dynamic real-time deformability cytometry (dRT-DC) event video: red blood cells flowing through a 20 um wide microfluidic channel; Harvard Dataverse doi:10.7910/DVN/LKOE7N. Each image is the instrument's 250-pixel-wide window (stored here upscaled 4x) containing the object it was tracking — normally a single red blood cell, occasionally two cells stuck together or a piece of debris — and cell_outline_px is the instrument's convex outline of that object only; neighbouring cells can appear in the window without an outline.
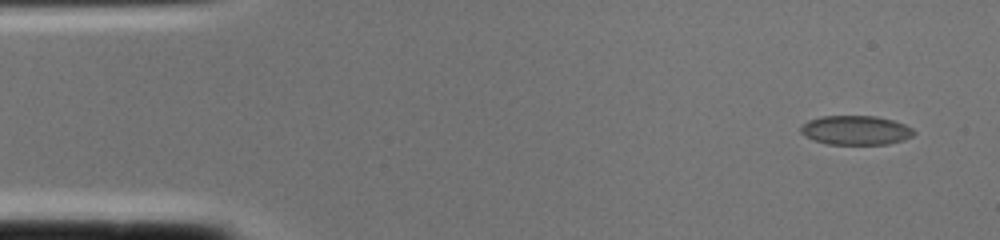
{"species": "common noctule bat (a hibernating species)", "species_latin": "Nyctalus noctula", "temperature_condition": "cold", "stored_images_in_passage": 2, "camera_frame_rate_fps": 3000, "um_per_image_px": 0.085, "animal": {"sex": "female", "body_mass_g": 22.0, "forearm_length_mm": 56.7}, "frame": {"image": 1, "passage_image": 1, "time_ms": 0.0, "image_size_px": [1000, 240], "cell_outline_px": [[916, 132], [912, 136], [904, 140], [888, 144], [828, 144], [812, 140], [804, 136], [800, 132], [800, 124], [808, 120], [820, 116], [876, 116], [892, 120], [904, 124], [912, 128]], "centroid_in_image_um": [72.7, 11.07], "position_along_channel_um": 12.3, "area_um2": 19.48}}
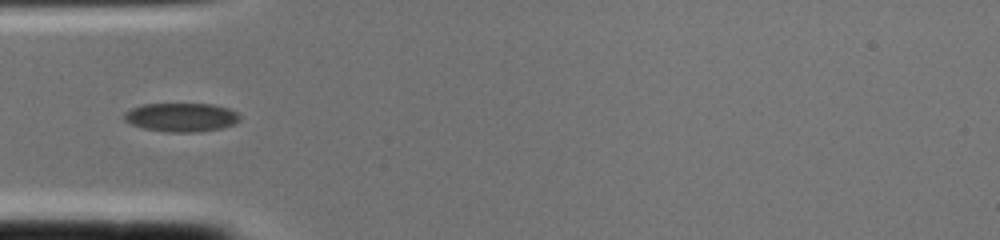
{"frame": {"image": 2, "passage_image": 2, "time_ms": 0.333, "image_size_px": [1000, 240], "cell_outline_px": [[240, 120], [236, 124], [220, 128], [196, 132], [168, 132], [144, 128], [132, 124], [124, 120], [124, 112], [132, 108], [144, 104], [212, 104], [228, 108], [236, 112], [240, 116]], "centroid_in_image_um": [15.42, 9.97], "position_along_channel_um": 69.6, "area_um2": 19.31}}